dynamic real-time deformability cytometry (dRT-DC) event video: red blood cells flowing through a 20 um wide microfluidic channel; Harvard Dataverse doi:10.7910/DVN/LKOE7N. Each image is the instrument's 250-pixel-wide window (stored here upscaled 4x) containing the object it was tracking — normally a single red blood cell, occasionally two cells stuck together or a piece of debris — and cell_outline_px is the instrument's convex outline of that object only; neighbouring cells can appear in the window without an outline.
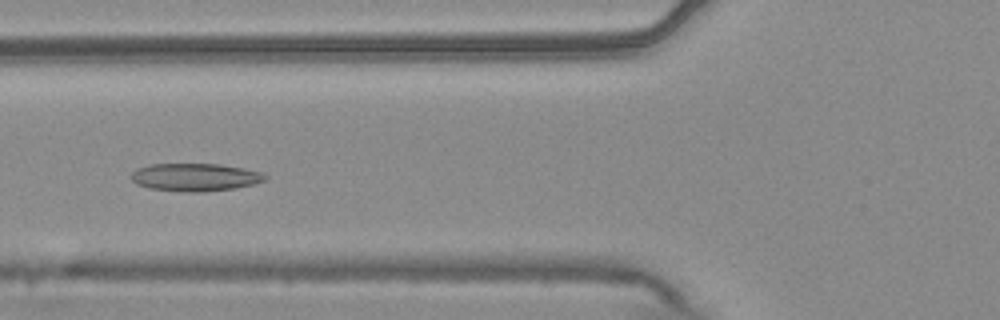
{"species": "common noctule bat (a hibernating species)", "species_latin": "Nyctalus noctula", "temperature_condition": "warm", "stored_images_in_passage": 43, "segment_of_instrument_passage": [1, 2], "camera_frame_rate_fps": 3000, "um_per_image_px": 0.085, "animal": {"sex": "male", "body_mass_g": 20.4}, "frame": {"image": 1, "passage_image": 8, "time_ms": 2.333, "image_size_px": [1000, 320], "cell_outline_px": [[268, 176], [264, 180], [252, 184], [236, 188], [200, 192], [184, 192], [148, 188], [136, 184], [132, 180], [132, 172], [136, 168], [148, 164], [220, 164], [244, 168], [260, 172]], "centroid_in_image_um": [16.55, 15.06], "position_along_channel_um": 109.2, "area_um2": 21.73}}
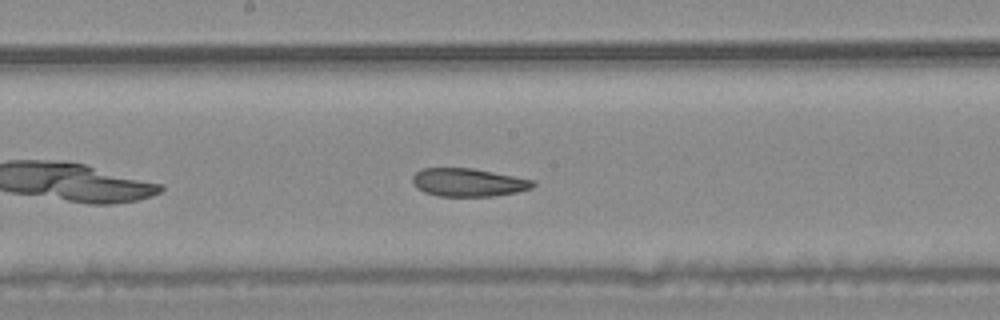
{"frame": {"image": 2, "passage_image": 16, "time_ms": 5.0, "image_size_px": [1000, 320], "cell_outline_px": [[536, 184], [532, 188], [516, 192], [496, 196], [436, 196], [424, 192], [416, 188], [412, 184], [412, 176], [420, 168], [472, 168], [536, 180]], "centroid_in_image_um": [39.79, 15.5], "position_along_channel_um": 208.4, "area_um2": 20.0}}
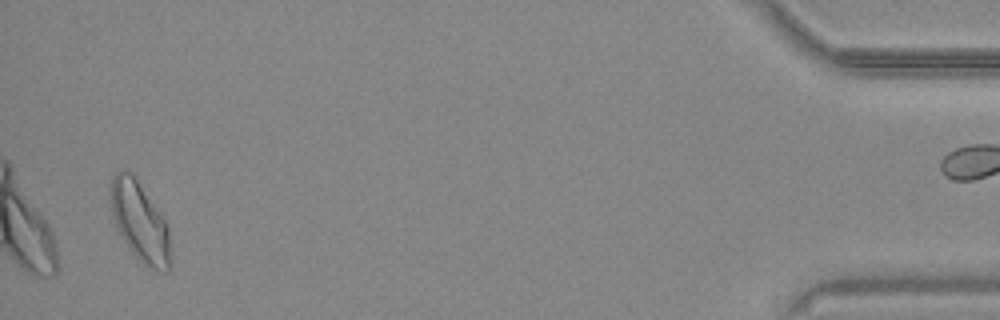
{"frame": {"image": 3, "passage_image": 40, "time_ms": 13.0, "image_size_px": [1000, 320], "cell_outline_px": [[172, 260], [168, 268], [164, 272], [152, 268], [144, 264], [128, 248], [112, 216], [108, 196], [108, 188], [112, 176], [116, 172], [132, 172], [160, 212], [168, 228]], "centroid_in_image_um": [11.86, 18.82], "position_along_channel_um": 423.3, "area_um2": 27.8}}